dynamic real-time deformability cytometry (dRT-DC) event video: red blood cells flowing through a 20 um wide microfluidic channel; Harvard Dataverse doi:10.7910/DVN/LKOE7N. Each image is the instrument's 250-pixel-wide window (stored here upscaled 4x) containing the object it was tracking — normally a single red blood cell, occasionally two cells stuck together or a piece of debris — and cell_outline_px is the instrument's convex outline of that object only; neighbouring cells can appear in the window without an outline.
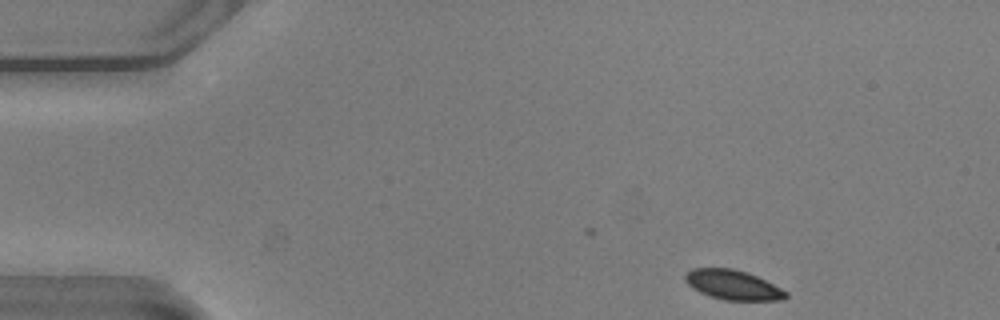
{"species": "common noctule bat (a hibernating species)", "species_latin": "Nyctalus noctula", "temperature_condition": "warm", "stored_images_in_passage": 38, "camera_frame_rate_fps": 3000, "um_per_image_px": 0.085, "animal": {"sex": "male", "body_mass_g": 20.5, "forearm_length_mm": 52.5}, "frame": {"image": 1, "passage_image": 1, "time_ms": 0.0, "image_size_px": [1000, 320], "cell_outline_px": [[788, 296], [784, 300], [724, 300], [708, 296], [692, 288], [684, 280], [684, 272], [692, 268], [732, 268], [748, 272], [788, 292]], "centroid_in_image_um": [62.25, 24.21], "position_along_channel_um": 22.7, "area_um2": 17.51}}
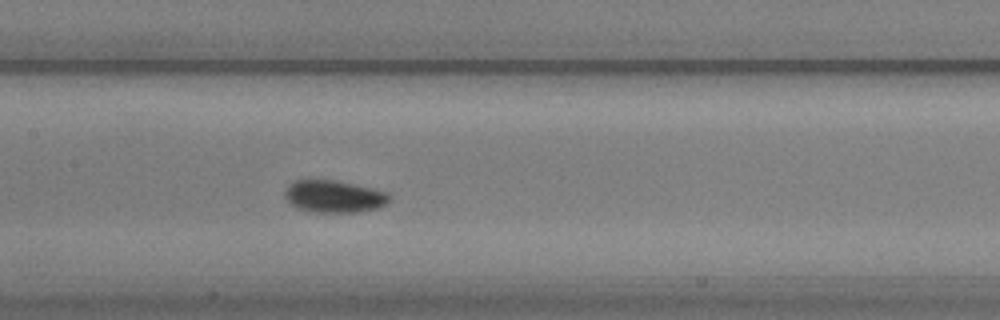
{"frame": {"image": 2, "passage_image": 20, "time_ms": 6.333, "image_size_px": [1000, 320], "cell_outline_px": [[392, 200], [388, 204], [376, 208], [360, 212], [308, 212], [296, 208], [284, 196], [284, 192], [292, 180], [308, 176], [336, 180], [372, 188], [388, 192]], "centroid_in_image_um": [28.35, 16.65], "position_along_channel_um": 179.0, "area_um2": 20.52}}
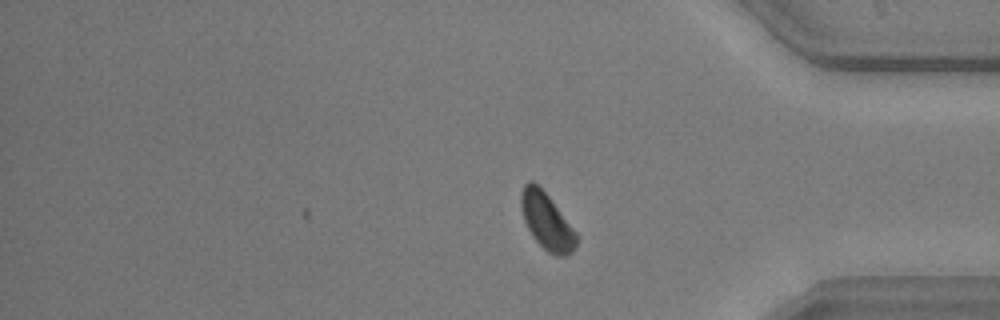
{"frame": {"image": 3, "passage_image": 38, "time_ms": 12.333, "image_size_px": [1000, 320], "cell_outline_px": [[580, 236], [572, 252], [568, 256], [556, 256], [548, 252], [532, 236], [524, 220], [520, 204], [520, 196], [524, 184], [528, 180], [532, 180], [548, 196]], "centroid_in_image_um": [46.49, 18.83], "position_along_channel_um": 388.7, "area_um2": 18.21}, "authors_computed_cell_mechanics": {"area_um2": 19.1896, "velocity_mm_per_s": 3.7749, "shape_relaxation_time_tau1_ms": 4.994, "shape_relaxation_time_tau2_ms": 2.675, "deformation_change_tau1": 0.1068, "deformation_change_tau2": 0.0393}}